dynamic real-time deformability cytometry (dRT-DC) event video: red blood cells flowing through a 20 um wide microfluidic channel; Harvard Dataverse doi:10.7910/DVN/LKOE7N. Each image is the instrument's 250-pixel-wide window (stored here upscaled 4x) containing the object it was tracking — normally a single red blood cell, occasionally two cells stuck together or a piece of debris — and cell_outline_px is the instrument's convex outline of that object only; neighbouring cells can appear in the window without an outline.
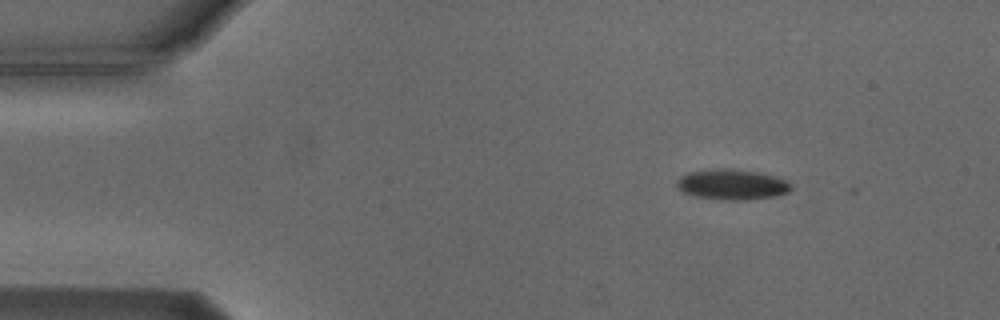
{"species": "Egyptian fruit bat (a non-hibernating species)", "species_latin": "Rousettus aegyptiacus", "temperature_condition": "cold", "stored_images_in_passage": 3, "camera_frame_rate_fps": 3000, "um_per_image_px": 0.085, "animal": {"sex": "male"}, "frame": {"image": 1, "passage_image": 1, "time_ms": 0.0, "image_size_px": [1000, 320], "cell_outline_px": [[792, 188], [788, 192], [776, 196], [748, 200], [724, 200], [692, 196], [680, 192], [676, 188], [676, 180], [680, 176], [688, 172], [716, 168], [732, 168], [760, 172], [776, 176], [788, 180], [792, 184]], "centroid_in_image_um": [62.2, 15.68], "position_along_channel_um": 22.8, "area_um2": 20.92}}